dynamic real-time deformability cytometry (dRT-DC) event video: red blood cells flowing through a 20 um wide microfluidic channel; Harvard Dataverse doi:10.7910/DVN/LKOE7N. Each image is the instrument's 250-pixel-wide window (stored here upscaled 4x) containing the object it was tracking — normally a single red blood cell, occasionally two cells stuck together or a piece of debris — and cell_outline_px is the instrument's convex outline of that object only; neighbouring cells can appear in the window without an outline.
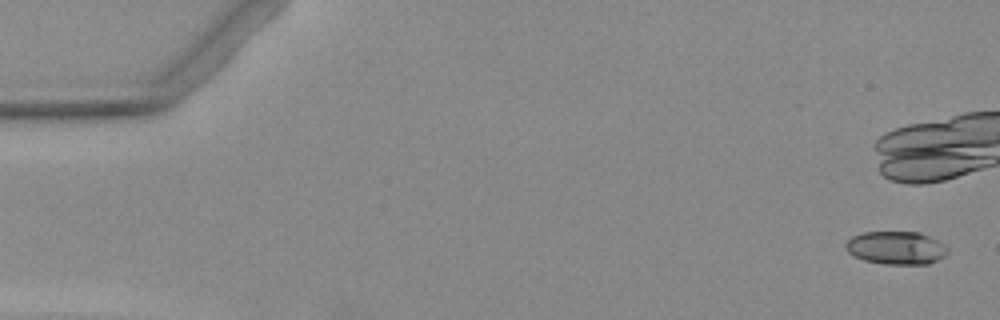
{"species": "Egyptian fruit bat (a non-hibernating species)", "species_latin": "Rousettus aegyptiacus", "temperature_condition": "warm", "stored_images_in_passage": 2, "segment_of_instrument_passage": [2, 2], "camera_frame_rate_fps": 3000, "um_per_image_px": 0.085, "animal": {"sex": "female"}, "frame": {"image": 1, "passage_image": 2, "time_ms": 1.333, "image_size_px": [1000, 320], "cell_outline_px": [[948, 252], [944, 256], [928, 264], [884, 264], [864, 260], [852, 256], [848, 252], [844, 244], [852, 236], [864, 232], [920, 232], [936, 240], [948, 248]], "centroid_in_image_um": [76.14, 21.07], "position_along_channel_um": 8.9, "area_um2": 19.59}}